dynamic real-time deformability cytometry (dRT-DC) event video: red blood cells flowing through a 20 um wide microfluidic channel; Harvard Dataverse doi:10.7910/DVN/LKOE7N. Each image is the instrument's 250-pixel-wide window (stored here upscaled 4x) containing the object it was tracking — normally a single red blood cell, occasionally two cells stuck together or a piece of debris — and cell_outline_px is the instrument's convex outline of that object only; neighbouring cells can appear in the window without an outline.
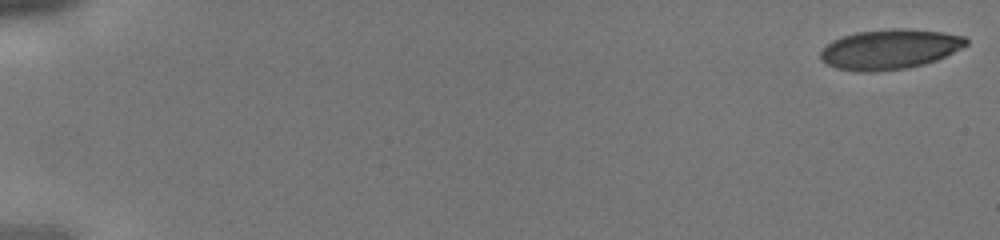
{"species": "human", "species_latin": "Homo sapiens", "temperature_condition": "cold", "stored_images_in_passage": 6, "camera_frame_rate_fps": 3000, "um_per_image_px": 0.085, "donor": {"sex": "male"}, "frame": {"image": 1, "passage_image": 1, "time_ms": 0.0, "image_size_px": [1000, 240], "cell_outline_px": [[968, 44], [936, 60], [924, 64], [908, 68], [872, 72], [856, 72], [836, 68], [820, 60], [820, 52], [832, 40], [840, 36], [856, 32], [888, 28], [904, 28], [944, 32], [964, 36], [968, 40]], "centroid_in_image_um": [75.6, 4.18], "position_along_channel_um": 9.4, "area_um2": 34.1}}
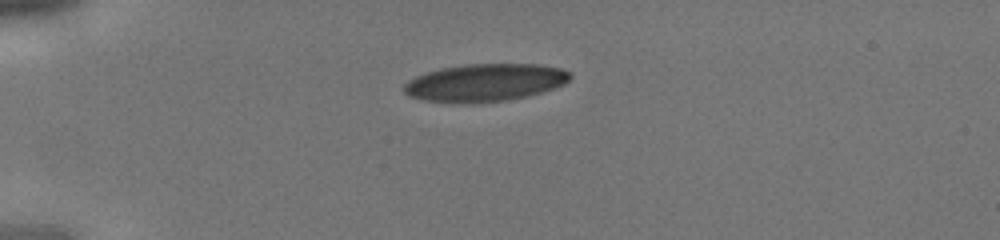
{"frame": {"image": 2, "passage_image": 5, "time_ms": 1.333, "image_size_px": [1000, 240], "cell_outline_px": [[572, 76], [564, 84], [540, 92], [524, 96], [504, 100], [472, 104], [424, 100], [412, 96], [404, 92], [404, 84], [408, 80], [416, 76], [440, 68], [464, 64], [536, 64], [560, 68], [572, 72]], "centroid_in_image_um": [41.22, 7.01], "position_along_channel_um": 43.8, "area_um2": 36.18}}